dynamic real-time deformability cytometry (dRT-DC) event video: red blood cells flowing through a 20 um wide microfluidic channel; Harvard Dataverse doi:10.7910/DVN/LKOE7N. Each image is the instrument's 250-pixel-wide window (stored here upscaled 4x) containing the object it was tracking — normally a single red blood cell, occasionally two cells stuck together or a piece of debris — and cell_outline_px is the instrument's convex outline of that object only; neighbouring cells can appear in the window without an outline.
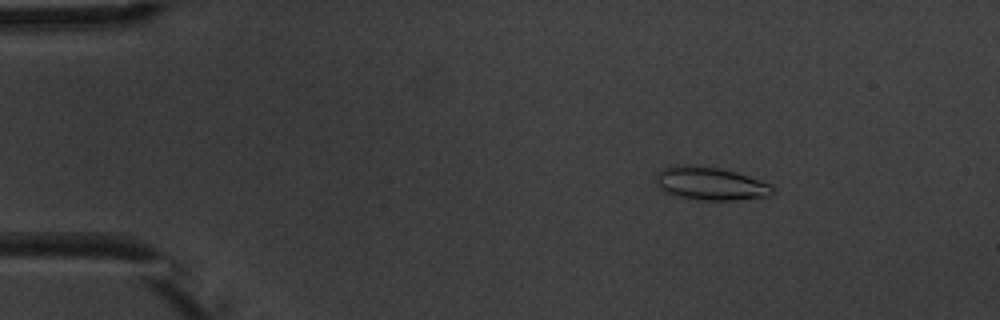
{"species": "common noctule bat (a hibernating species)", "species_latin": "Nyctalus noctula", "temperature_condition": "warm", "stored_images_in_passage": 5, "camera_frame_rate_fps": 3000, "um_per_image_px": 0.085, "animal": {"sex": "male", "body_mass_g": 20.1, "forearm_length_mm": 53.5}, "frame": {"image": 1, "passage_image": 3, "time_ms": 2.333, "image_size_px": [1000, 320], "cell_outline_px": [[772, 192], [768, 196], [736, 200], [704, 200], [676, 196], [664, 192], [656, 184], [656, 176], [664, 168], [676, 164], [692, 164], [720, 168], [736, 172], [748, 176], [768, 184], [772, 188]], "centroid_in_image_um": [60.32, 15.59], "position_along_channel_um": 24.7, "area_um2": 22.37}}